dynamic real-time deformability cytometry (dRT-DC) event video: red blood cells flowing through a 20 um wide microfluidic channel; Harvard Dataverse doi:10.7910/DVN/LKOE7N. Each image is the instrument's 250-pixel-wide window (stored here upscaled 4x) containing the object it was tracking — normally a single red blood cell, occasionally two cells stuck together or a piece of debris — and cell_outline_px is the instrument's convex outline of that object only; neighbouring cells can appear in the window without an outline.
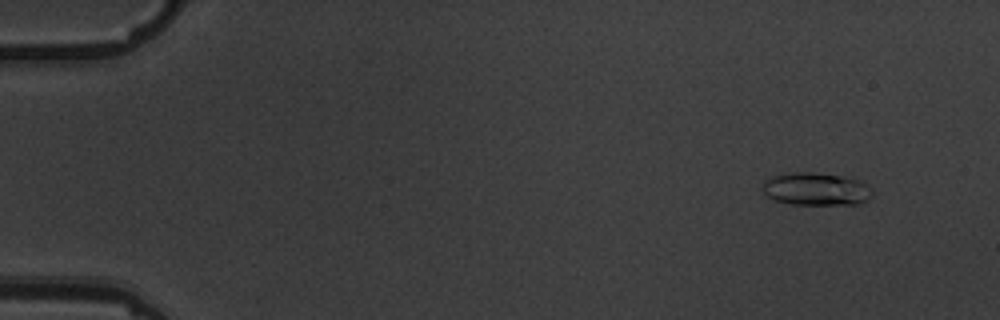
{"species": "common noctule bat (a hibernating species)", "species_latin": "Nyctalus noctula", "temperature_condition": "warm", "stored_images_in_passage": 4, "camera_frame_rate_fps": 3000, "um_per_image_px": 0.085, "animal": {"sex": "male", "body_mass_g": 19.5, "forearm_length_mm": 54.6}, "frame": {"image": 1, "passage_image": 1, "time_ms": 0.0, "image_size_px": [1000, 320], "cell_outline_px": [[872, 196], [868, 200], [856, 204], [792, 204], [776, 200], [768, 196], [764, 192], [764, 180], [772, 176], [792, 172], [812, 172], [840, 176], [856, 180], [872, 188]], "centroid_in_image_um": [69.36, 16.07], "position_along_channel_um": 15.6, "area_um2": 20.63}}